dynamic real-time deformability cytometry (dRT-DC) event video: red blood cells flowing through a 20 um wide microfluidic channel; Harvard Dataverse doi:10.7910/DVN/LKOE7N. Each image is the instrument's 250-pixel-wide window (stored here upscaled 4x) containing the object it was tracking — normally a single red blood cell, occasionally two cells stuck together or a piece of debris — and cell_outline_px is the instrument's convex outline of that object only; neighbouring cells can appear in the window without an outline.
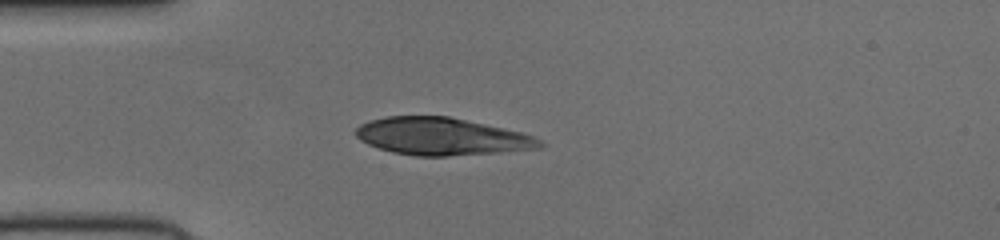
{"species": "human", "species_latin": "Homo sapiens", "temperature_condition": "cold", "stored_images_in_passage": 38, "camera_frame_rate_fps": 3000, "um_per_image_px": 0.085, "donor": {"sex": "female"}, "frame": {"image": 1, "passage_image": 1, "time_ms": 0.0, "image_size_px": [1000, 240], "cell_outline_px": [[544, 144], [540, 148], [496, 152], [448, 156], [416, 156], [392, 152], [368, 144], [360, 140], [356, 136], [356, 128], [360, 124], [368, 120], [384, 116], [448, 116], [520, 132], [532, 136], [540, 140]], "centroid_in_image_um": [37.48, 11.59], "position_along_channel_um": 47.5, "area_um2": 39.77}}
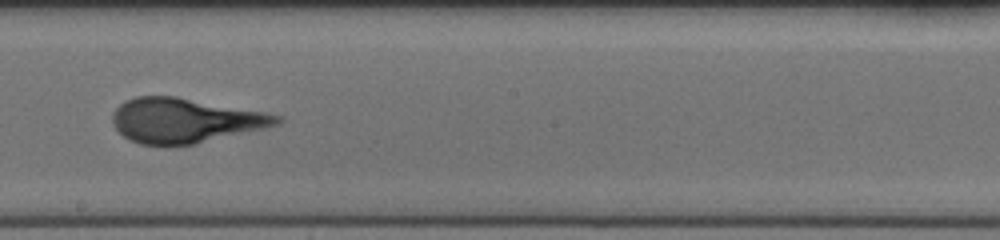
{"frame": {"image": 2, "passage_image": 16, "time_ms": 5.0, "image_size_px": [1000, 240], "cell_outline_px": [[284, 120], [280, 124], [264, 128], [196, 144], [164, 148], [140, 144], [128, 140], [116, 128], [112, 120], [112, 112], [124, 100], [136, 96], [176, 96], [264, 112], [284, 116]], "centroid_in_image_um": [15.7, 10.27], "position_along_channel_um": 232.5, "area_um2": 43.47}}
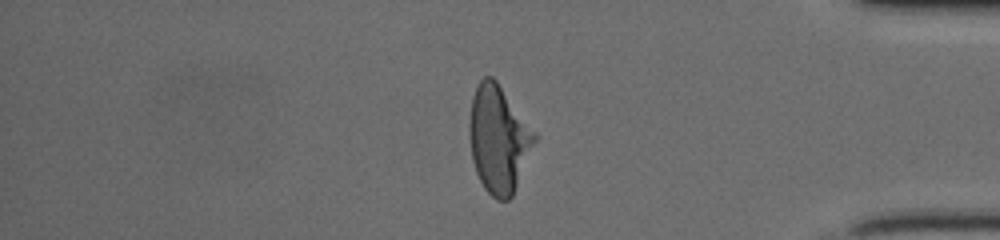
{"frame": {"image": 3, "passage_image": 30, "time_ms": 9.667, "image_size_px": [1000, 240], "cell_outline_px": [[536, 140], [512, 196], [508, 200], [496, 200], [484, 188], [476, 172], [472, 160], [468, 136], [468, 124], [472, 96], [476, 84], [484, 76], [492, 76], [496, 80], [536, 132]], "centroid_in_image_um": [42.35, 11.8], "position_along_channel_um": 392.9, "area_um2": 40.81}}